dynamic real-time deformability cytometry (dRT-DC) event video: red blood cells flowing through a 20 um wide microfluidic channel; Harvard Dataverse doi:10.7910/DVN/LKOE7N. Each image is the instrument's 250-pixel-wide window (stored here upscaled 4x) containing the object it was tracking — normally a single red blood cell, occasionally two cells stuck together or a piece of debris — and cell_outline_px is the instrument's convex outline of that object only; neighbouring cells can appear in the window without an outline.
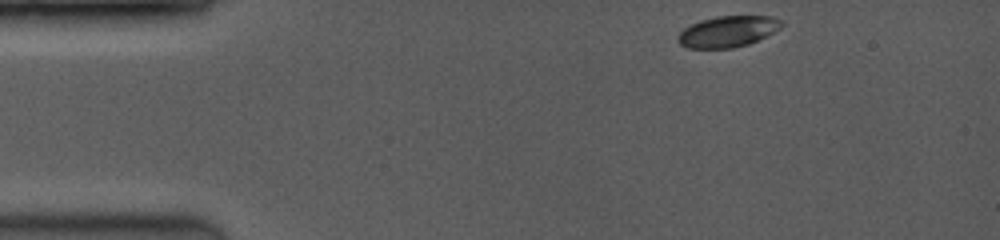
{"species": "common noctule bat (a hibernating species)", "species_latin": "Nyctalus noctula", "temperature_condition": "room temperature", "stored_images_in_passage": 9, "camera_frame_rate_fps": 3500, "um_per_image_px": 0.085, "animal": {"sex": "female", "body_mass_g": 19.0, "forearm_length_mm": 53.3}, "frame": {"image": 1, "passage_image": 1, "time_ms": 0.0, "image_size_px": [1000, 240], "cell_outline_px": [[784, 24], [780, 28], [748, 44], [732, 48], [688, 48], [680, 44], [676, 40], [676, 36], [684, 28], [700, 20], [716, 16], [772, 16], [784, 20]], "centroid_in_image_um": [61.84, 2.67], "position_along_channel_um": 23.2, "area_um2": 18.79}}
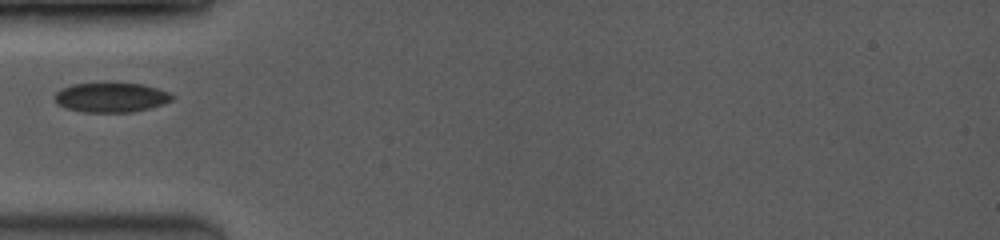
{"frame": {"image": 2, "passage_image": 7, "time_ms": 3.143, "image_size_px": [1000, 240], "cell_outline_px": [[176, 96], [172, 100], [164, 104], [132, 112], [84, 112], [64, 108], [56, 104], [56, 92], [60, 88], [72, 84], [108, 80], [140, 84], [156, 88], [168, 92]], "centroid_in_image_um": [9.41, 8.24], "position_along_channel_um": 75.6, "area_um2": 21.04}}
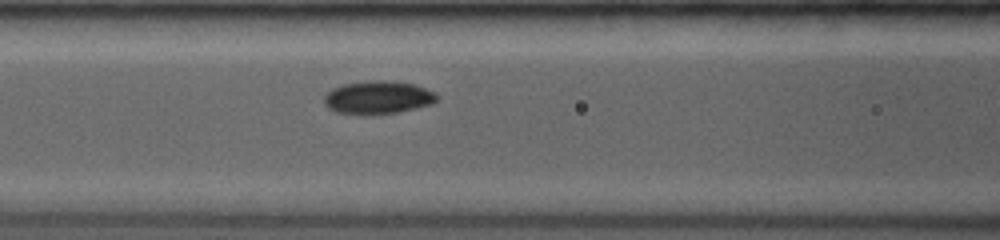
{"frame": {"image": 3, "passage_image": 9, "time_ms": 4.571, "image_size_px": [1000, 240], "cell_outline_px": [[440, 96], [432, 104], [416, 108], [396, 112], [364, 116], [336, 112], [328, 108], [324, 104], [324, 96], [332, 88], [344, 84], [368, 80], [384, 80], [416, 84], [436, 92]], "centroid_in_image_um": [32.13, 8.29], "position_along_channel_um": 134.5, "area_um2": 22.14}}